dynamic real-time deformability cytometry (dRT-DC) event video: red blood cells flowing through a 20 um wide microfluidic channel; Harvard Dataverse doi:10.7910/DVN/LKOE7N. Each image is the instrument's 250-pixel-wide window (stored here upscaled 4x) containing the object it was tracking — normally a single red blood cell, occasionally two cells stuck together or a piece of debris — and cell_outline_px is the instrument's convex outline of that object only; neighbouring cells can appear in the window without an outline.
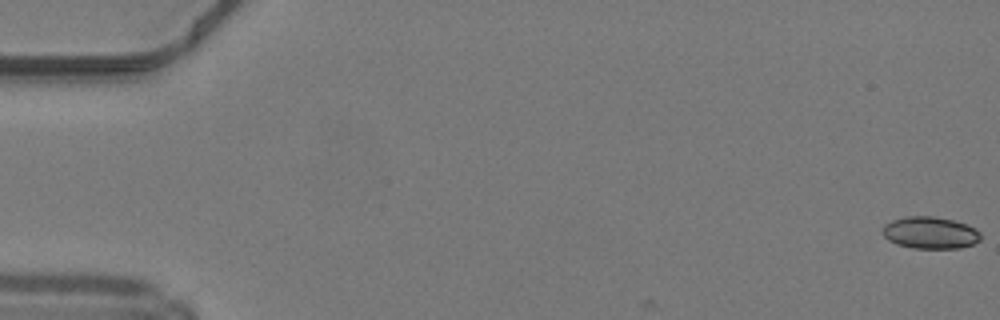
{"species": "common noctule bat (a hibernating species)", "species_latin": "Nyctalus noctula", "temperature_condition": "warm", "stored_images_in_passage": 8, "camera_frame_rate_fps": 3000, "um_per_image_px": 0.085, "animal": {"sex": "male", "body_mass_g": 19.2, "forearm_length_mm": 51.8}, "frame": {"image": 1, "passage_image": 1, "time_ms": 0.0, "image_size_px": [1000, 320], "cell_outline_px": [[980, 240], [972, 244], [960, 248], [912, 248], [896, 244], [888, 240], [880, 232], [884, 224], [892, 220], [904, 216], [932, 216], [952, 220], [976, 228], [980, 232]], "centroid_in_image_um": [79.02, 19.78], "position_along_channel_um": 6.0, "area_um2": 18.38}}